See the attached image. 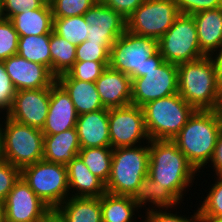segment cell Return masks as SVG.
Masks as SVG:
<instances>
[{
  "label": "cell",
  "instance_id": "cell-8",
  "mask_svg": "<svg viewBox=\"0 0 222 222\" xmlns=\"http://www.w3.org/2000/svg\"><path fill=\"white\" fill-rule=\"evenodd\" d=\"M20 177L52 210L70 196L65 165L42 159L22 168Z\"/></svg>",
  "mask_w": 222,
  "mask_h": 222
},
{
  "label": "cell",
  "instance_id": "cell-25",
  "mask_svg": "<svg viewBox=\"0 0 222 222\" xmlns=\"http://www.w3.org/2000/svg\"><path fill=\"white\" fill-rule=\"evenodd\" d=\"M55 211L65 222H103L101 197H68Z\"/></svg>",
  "mask_w": 222,
  "mask_h": 222
},
{
  "label": "cell",
  "instance_id": "cell-19",
  "mask_svg": "<svg viewBox=\"0 0 222 222\" xmlns=\"http://www.w3.org/2000/svg\"><path fill=\"white\" fill-rule=\"evenodd\" d=\"M108 113L104 108L78 115L76 130L81 149L110 147Z\"/></svg>",
  "mask_w": 222,
  "mask_h": 222
},
{
  "label": "cell",
  "instance_id": "cell-32",
  "mask_svg": "<svg viewBox=\"0 0 222 222\" xmlns=\"http://www.w3.org/2000/svg\"><path fill=\"white\" fill-rule=\"evenodd\" d=\"M215 183L208 188L209 191L204 196V200L198 205L200 218H217L222 217V175L214 176Z\"/></svg>",
  "mask_w": 222,
  "mask_h": 222
},
{
  "label": "cell",
  "instance_id": "cell-30",
  "mask_svg": "<svg viewBox=\"0 0 222 222\" xmlns=\"http://www.w3.org/2000/svg\"><path fill=\"white\" fill-rule=\"evenodd\" d=\"M113 149L111 147L83 148L78 156L89 170L105 184L111 172Z\"/></svg>",
  "mask_w": 222,
  "mask_h": 222
},
{
  "label": "cell",
  "instance_id": "cell-46",
  "mask_svg": "<svg viewBox=\"0 0 222 222\" xmlns=\"http://www.w3.org/2000/svg\"><path fill=\"white\" fill-rule=\"evenodd\" d=\"M43 222H65L62 217L55 211L52 210L43 220Z\"/></svg>",
  "mask_w": 222,
  "mask_h": 222
},
{
  "label": "cell",
  "instance_id": "cell-18",
  "mask_svg": "<svg viewBox=\"0 0 222 222\" xmlns=\"http://www.w3.org/2000/svg\"><path fill=\"white\" fill-rule=\"evenodd\" d=\"M105 108L124 107L131 104L132 79L109 66L95 82Z\"/></svg>",
  "mask_w": 222,
  "mask_h": 222
},
{
  "label": "cell",
  "instance_id": "cell-42",
  "mask_svg": "<svg viewBox=\"0 0 222 222\" xmlns=\"http://www.w3.org/2000/svg\"><path fill=\"white\" fill-rule=\"evenodd\" d=\"M104 5L112 8L119 13L124 19H127L144 0H100Z\"/></svg>",
  "mask_w": 222,
  "mask_h": 222
},
{
  "label": "cell",
  "instance_id": "cell-41",
  "mask_svg": "<svg viewBox=\"0 0 222 222\" xmlns=\"http://www.w3.org/2000/svg\"><path fill=\"white\" fill-rule=\"evenodd\" d=\"M44 3L40 0H3L5 18L10 20L14 15L29 10L41 8Z\"/></svg>",
  "mask_w": 222,
  "mask_h": 222
},
{
  "label": "cell",
  "instance_id": "cell-33",
  "mask_svg": "<svg viewBox=\"0 0 222 222\" xmlns=\"http://www.w3.org/2000/svg\"><path fill=\"white\" fill-rule=\"evenodd\" d=\"M98 0H53L50 7L53 18L83 15Z\"/></svg>",
  "mask_w": 222,
  "mask_h": 222
},
{
  "label": "cell",
  "instance_id": "cell-35",
  "mask_svg": "<svg viewBox=\"0 0 222 222\" xmlns=\"http://www.w3.org/2000/svg\"><path fill=\"white\" fill-rule=\"evenodd\" d=\"M108 66L109 62H75L68 70L67 74L72 79H78L85 82H96Z\"/></svg>",
  "mask_w": 222,
  "mask_h": 222
},
{
  "label": "cell",
  "instance_id": "cell-45",
  "mask_svg": "<svg viewBox=\"0 0 222 222\" xmlns=\"http://www.w3.org/2000/svg\"><path fill=\"white\" fill-rule=\"evenodd\" d=\"M217 117L222 121V81H219L218 98L213 110Z\"/></svg>",
  "mask_w": 222,
  "mask_h": 222
},
{
  "label": "cell",
  "instance_id": "cell-22",
  "mask_svg": "<svg viewBox=\"0 0 222 222\" xmlns=\"http://www.w3.org/2000/svg\"><path fill=\"white\" fill-rule=\"evenodd\" d=\"M73 102L78 115L104 109L95 82L72 79L67 73L56 77Z\"/></svg>",
  "mask_w": 222,
  "mask_h": 222
},
{
  "label": "cell",
  "instance_id": "cell-24",
  "mask_svg": "<svg viewBox=\"0 0 222 222\" xmlns=\"http://www.w3.org/2000/svg\"><path fill=\"white\" fill-rule=\"evenodd\" d=\"M130 197L140 210L145 207V211L157 208H172L173 210L181 204L168 189L159 187L148 174L141 179Z\"/></svg>",
  "mask_w": 222,
  "mask_h": 222
},
{
  "label": "cell",
  "instance_id": "cell-12",
  "mask_svg": "<svg viewBox=\"0 0 222 222\" xmlns=\"http://www.w3.org/2000/svg\"><path fill=\"white\" fill-rule=\"evenodd\" d=\"M175 93H178L177 65L164 61L144 76L132 79L131 104L142 107Z\"/></svg>",
  "mask_w": 222,
  "mask_h": 222
},
{
  "label": "cell",
  "instance_id": "cell-43",
  "mask_svg": "<svg viewBox=\"0 0 222 222\" xmlns=\"http://www.w3.org/2000/svg\"><path fill=\"white\" fill-rule=\"evenodd\" d=\"M210 165L214 169L212 172L215 171L214 175H222V129L219 133L214 153L208 163V167H211Z\"/></svg>",
  "mask_w": 222,
  "mask_h": 222
},
{
  "label": "cell",
  "instance_id": "cell-1",
  "mask_svg": "<svg viewBox=\"0 0 222 222\" xmlns=\"http://www.w3.org/2000/svg\"><path fill=\"white\" fill-rule=\"evenodd\" d=\"M148 175L159 187L168 189L184 203L182 201L189 191L188 187L193 186L199 172L173 140H150Z\"/></svg>",
  "mask_w": 222,
  "mask_h": 222
},
{
  "label": "cell",
  "instance_id": "cell-36",
  "mask_svg": "<svg viewBox=\"0 0 222 222\" xmlns=\"http://www.w3.org/2000/svg\"><path fill=\"white\" fill-rule=\"evenodd\" d=\"M165 209V210H164ZM170 209V210H169ZM157 208L145 211L143 215L138 214V218H144L141 222H201V218L199 217L198 210L194 212L190 217H186V215H179L177 211L175 213H171L172 208ZM142 216V217H140Z\"/></svg>",
  "mask_w": 222,
  "mask_h": 222
},
{
  "label": "cell",
  "instance_id": "cell-48",
  "mask_svg": "<svg viewBox=\"0 0 222 222\" xmlns=\"http://www.w3.org/2000/svg\"><path fill=\"white\" fill-rule=\"evenodd\" d=\"M2 119H3V116L2 118L0 117V158L2 157V124H1L3 122Z\"/></svg>",
  "mask_w": 222,
  "mask_h": 222
},
{
  "label": "cell",
  "instance_id": "cell-13",
  "mask_svg": "<svg viewBox=\"0 0 222 222\" xmlns=\"http://www.w3.org/2000/svg\"><path fill=\"white\" fill-rule=\"evenodd\" d=\"M4 203V222H43L52 209L20 177Z\"/></svg>",
  "mask_w": 222,
  "mask_h": 222
},
{
  "label": "cell",
  "instance_id": "cell-38",
  "mask_svg": "<svg viewBox=\"0 0 222 222\" xmlns=\"http://www.w3.org/2000/svg\"><path fill=\"white\" fill-rule=\"evenodd\" d=\"M20 178V169L0 158V200L4 201Z\"/></svg>",
  "mask_w": 222,
  "mask_h": 222
},
{
  "label": "cell",
  "instance_id": "cell-5",
  "mask_svg": "<svg viewBox=\"0 0 222 222\" xmlns=\"http://www.w3.org/2000/svg\"><path fill=\"white\" fill-rule=\"evenodd\" d=\"M141 108L150 140H173L195 111L179 93L148 102Z\"/></svg>",
  "mask_w": 222,
  "mask_h": 222
},
{
  "label": "cell",
  "instance_id": "cell-14",
  "mask_svg": "<svg viewBox=\"0 0 222 222\" xmlns=\"http://www.w3.org/2000/svg\"><path fill=\"white\" fill-rule=\"evenodd\" d=\"M83 17L89 24L88 42H99L109 52L114 42L126 31V19L100 0Z\"/></svg>",
  "mask_w": 222,
  "mask_h": 222
},
{
  "label": "cell",
  "instance_id": "cell-40",
  "mask_svg": "<svg viewBox=\"0 0 222 222\" xmlns=\"http://www.w3.org/2000/svg\"><path fill=\"white\" fill-rule=\"evenodd\" d=\"M180 14L194 13L222 7V0H175Z\"/></svg>",
  "mask_w": 222,
  "mask_h": 222
},
{
  "label": "cell",
  "instance_id": "cell-31",
  "mask_svg": "<svg viewBox=\"0 0 222 222\" xmlns=\"http://www.w3.org/2000/svg\"><path fill=\"white\" fill-rule=\"evenodd\" d=\"M87 30H89V24L83 15L53 20V32L76 46L87 40Z\"/></svg>",
  "mask_w": 222,
  "mask_h": 222
},
{
  "label": "cell",
  "instance_id": "cell-2",
  "mask_svg": "<svg viewBox=\"0 0 222 222\" xmlns=\"http://www.w3.org/2000/svg\"><path fill=\"white\" fill-rule=\"evenodd\" d=\"M221 129L222 121L213 110H195L173 141L200 173L213 156Z\"/></svg>",
  "mask_w": 222,
  "mask_h": 222
},
{
  "label": "cell",
  "instance_id": "cell-37",
  "mask_svg": "<svg viewBox=\"0 0 222 222\" xmlns=\"http://www.w3.org/2000/svg\"><path fill=\"white\" fill-rule=\"evenodd\" d=\"M110 52L99 42L85 40L76 47V62H109Z\"/></svg>",
  "mask_w": 222,
  "mask_h": 222
},
{
  "label": "cell",
  "instance_id": "cell-7",
  "mask_svg": "<svg viewBox=\"0 0 222 222\" xmlns=\"http://www.w3.org/2000/svg\"><path fill=\"white\" fill-rule=\"evenodd\" d=\"M3 122L2 159L20 170L43 159L42 130L16 122L5 115Z\"/></svg>",
  "mask_w": 222,
  "mask_h": 222
},
{
  "label": "cell",
  "instance_id": "cell-6",
  "mask_svg": "<svg viewBox=\"0 0 222 222\" xmlns=\"http://www.w3.org/2000/svg\"><path fill=\"white\" fill-rule=\"evenodd\" d=\"M148 163L149 143L113 149L111 172L105 184L106 192L131 196L141 179L148 174Z\"/></svg>",
  "mask_w": 222,
  "mask_h": 222
},
{
  "label": "cell",
  "instance_id": "cell-4",
  "mask_svg": "<svg viewBox=\"0 0 222 222\" xmlns=\"http://www.w3.org/2000/svg\"><path fill=\"white\" fill-rule=\"evenodd\" d=\"M178 93L195 110H214L219 89L214 61L204 56L177 65Z\"/></svg>",
  "mask_w": 222,
  "mask_h": 222
},
{
  "label": "cell",
  "instance_id": "cell-11",
  "mask_svg": "<svg viewBox=\"0 0 222 222\" xmlns=\"http://www.w3.org/2000/svg\"><path fill=\"white\" fill-rule=\"evenodd\" d=\"M110 147H135L149 143L142 108L133 104L110 108L108 113ZM142 140V141H141Z\"/></svg>",
  "mask_w": 222,
  "mask_h": 222
},
{
  "label": "cell",
  "instance_id": "cell-17",
  "mask_svg": "<svg viewBox=\"0 0 222 222\" xmlns=\"http://www.w3.org/2000/svg\"><path fill=\"white\" fill-rule=\"evenodd\" d=\"M78 114L69 94L56 81L50 87L48 115L42 128L44 135H53L76 128Z\"/></svg>",
  "mask_w": 222,
  "mask_h": 222
},
{
  "label": "cell",
  "instance_id": "cell-44",
  "mask_svg": "<svg viewBox=\"0 0 222 222\" xmlns=\"http://www.w3.org/2000/svg\"><path fill=\"white\" fill-rule=\"evenodd\" d=\"M215 64V69L219 81H222V46L215 51L211 56Z\"/></svg>",
  "mask_w": 222,
  "mask_h": 222
},
{
  "label": "cell",
  "instance_id": "cell-39",
  "mask_svg": "<svg viewBox=\"0 0 222 222\" xmlns=\"http://www.w3.org/2000/svg\"><path fill=\"white\" fill-rule=\"evenodd\" d=\"M16 89L6 72L3 62H0V114L6 115L11 109ZM5 112V113H4Z\"/></svg>",
  "mask_w": 222,
  "mask_h": 222
},
{
  "label": "cell",
  "instance_id": "cell-26",
  "mask_svg": "<svg viewBox=\"0 0 222 222\" xmlns=\"http://www.w3.org/2000/svg\"><path fill=\"white\" fill-rule=\"evenodd\" d=\"M53 20L51 7L46 4L35 10L26 9L10 19L19 36L50 34Z\"/></svg>",
  "mask_w": 222,
  "mask_h": 222
},
{
  "label": "cell",
  "instance_id": "cell-3",
  "mask_svg": "<svg viewBox=\"0 0 222 222\" xmlns=\"http://www.w3.org/2000/svg\"><path fill=\"white\" fill-rule=\"evenodd\" d=\"M163 62L158 39L135 35L127 30L110 49L109 67L131 79L144 76L145 72L158 68Z\"/></svg>",
  "mask_w": 222,
  "mask_h": 222
},
{
  "label": "cell",
  "instance_id": "cell-10",
  "mask_svg": "<svg viewBox=\"0 0 222 222\" xmlns=\"http://www.w3.org/2000/svg\"><path fill=\"white\" fill-rule=\"evenodd\" d=\"M179 15L175 0H144L126 19V30L159 40Z\"/></svg>",
  "mask_w": 222,
  "mask_h": 222
},
{
  "label": "cell",
  "instance_id": "cell-20",
  "mask_svg": "<svg viewBox=\"0 0 222 222\" xmlns=\"http://www.w3.org/2000/svg\"><path fill=\"white\" fill-rule=\"evenodd\" d=\"M66 167L70 197H101L106 193L105 183L89 170L79 156Z\"/></svg>",
  "mask_w": 222,
  "mask_h": 222
},
{
  "label": "cell",
  "instance_id": "cell-47",
  "mask_svg": "<svg viewBox=\"0 0 222 222\" xmlns=\"http://www.w3.org/2000/svg\"><path fill=\"white\" fill-rule=\"evenodd\" d=\"M201 222H222V217H217V218H201Z\"/></svg>",
  "mask_w": 222,
  "mask_h": 222
},
{
  "label": "cell",
  "instance_id": "cell-9",
  "mask_svg": "<svg viewBox=\"0 0 222 222\" xmlns=\"http://www.w3.org/2000/svg\"><path fill=\"white\" fill-rule=\"evenodd\" d=\"M164 61L179 65L205 55L199 47L197 27L192 15L180 14L168 31L158 40Z\"/></svg>",
  "mask_w": 222,
  "mask_h": 222
},
{
  "label": "cell",
  "instance_id": "cell-27",
  "mask_svg": "<svg viewBox=\"0 0 222 222\" xmlns=\"http://www.w3.org/2000/svg\"><path fill=\"white\" fill-rule=\"evenodd\" d=\"M139 209L130 196L114 195L107 192L101 196L103 222H136V214L140 212Z\"/></svg>",
  "mask_w": 222,
  "mask_h": 222
},
{
  "label": "cell",
  "instance_id": "cell-29",
  "mask_svg": "<svg viewBox=\"0 0 222 222\" xmlns=\"http://www.w3.org/2000/svg\"><path fill=\"white\" fill-rule=\"evenodd\" d=\"M51 72L57 77L68 70L76 62V45L57 35L50 33Z\"/></svg>",
  "mask_w": 222,
  "mask_h": 222
},
{
  "label": "cell",
  "instance_id": "cell-49",
  "mask_svg": "<svg viewBox=\"0 0 222 222\" xmlns=\"http://www.w3.org/2000/svg\"><path fill=\"white\" fill-rule=\"evenodd\" d=\"M0 222H4V203L0 200Z\"/></svg>",
  "mask_w": 222,
  "mask_h": 222
},
{
  "label": "cell",
  "instance_id": "cell-21",
  "mask_svg": "<svg viewBox=\"0 0 222 222\" xmlns=\"http://www.w3.org/2000/svg\"><path fill=\"white\" fill-rule=\"evenodd\" d=\"M199 47L205 56H211L222 46V7L194 13Z\"/></svg>",
  "mask_w": 222,
  "mask_h": 222
},
{
  "label": "cell",
  "instance_id": "cell-16",
  "mask_svg": "<svg viewBox=\"0 0 222 222\" xmlns=\"http://www.w3.org/2000/svg\"><path fill=\"white\" fill-rule=\"evenodd\" d=\"M3 63L16 91L50 88L56 82V76L48 67L28 61L18 54Z\"/></svg>",
  "mask_w": 222,
  "mask_h": 222
},
{
  "label": "cell",
  "instance_id": "cell-23",
  "mask_svg": "<svg viewBox=\"0 0 222 222\" xmlns=\"http://www.w3.org/2000/svg\"><path fill=\"white\" fill-rule=\"evenodd\" d=\"M81 149L76 128L59 134L44 135L43 159L56 164L67 165Z\"/></svg>",
  "mask_w": 222,
  "mask_h": 222
},
{
  "label": "cell",
  "instance_id": "cell-15",
  "mask_svg": "<svg viewBox=\"0 0 222 222\" xmlns=\"http://www.w3.org/2000/svg\"><path fill=\"white\" fill-rule=\"evenodd\" d=\"M50 88L16 91L6 116L16 122L42 130L48 115Z\"/></svg>",
  "mask_w": 222,
  "mask_h": 222
},
{
  "label": "cell",
  "instance_id": "cell-51",
  "mask_svg": "<svg viewBox=\"0 0 222 222\" xmlns=\"http://www.w3.org/2000/svg\"><path fill=\"white\" fill-rule=\"evenodd\" d=\"M40 1H42L44 4L49 5V6L53 2V0H40Z\"/></svg>",
  "mask_w": 222,
  "mask_h": 222
},
{
  "label": "cell",
  "instance_id": "cell-28",
  "mask_svg": "<svg viewBox=\"0 0 222 222\" xmlns=\"http://www.w3.org/2000/svg\"><path fill=\"white\" fill-rule=\"evenodd\" d=\"M50 34L19 36L17 54L51 70Z\"/></svg>",
  "mask_w": 222,
  "mask_h": 222
},
{
  "label": "cell",
  "instance_id": "cell-50",
  "mask_svg": "<svg viewBox=\"0 0 222 222\" xmlns=\"http://www.w3.org/2000/svg\"><path fill=\"white\" fill-rule=\"evenodd\" d=\"M5 19L6 18L3 11V0H0V22H2Z\"/></svg>",
  "mask_w": 222,
  "mask_h": 222
},
{
  "label": "cell",
  "instance_id": "cell-34",
  "mask_svg": "<svg viewBox=\"0 0 222 222\" xmlns=\"http://www.w3.org/2000/svg\"><path fill=\"white\" fill-rule=\"evenodd\" d=\"M18 43L19 34L13 23L8 19L0 22V62L17 54Z\"/></svg>",
  "mask_w": 222,
  "mask_h": 222
}]
</instances>
